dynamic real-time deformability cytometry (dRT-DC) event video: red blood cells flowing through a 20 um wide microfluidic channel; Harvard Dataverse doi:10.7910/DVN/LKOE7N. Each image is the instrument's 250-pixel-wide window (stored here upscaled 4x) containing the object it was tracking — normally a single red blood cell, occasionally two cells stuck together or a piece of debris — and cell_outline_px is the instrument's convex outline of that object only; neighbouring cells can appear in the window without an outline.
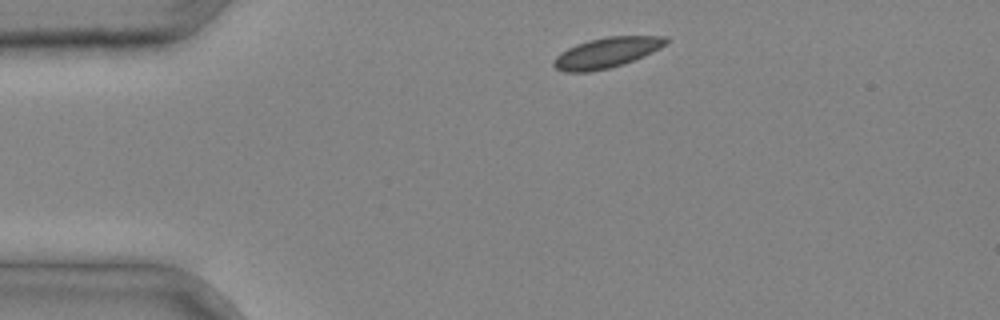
{"species": "common noctule bat (a hibernating species)", "species_latin": "Nyctalus noctula", "temperature_condition": "cold", "stored_images_in_passage": 2, "camera_frame_rate_fps": 3000, "um_per_image_px": 0.085, "animal": {"sex": "male", "body_mass_g": 20.4}, "frame": {"image": 1, "passage_image": 1, "time_ms": 0.0, "image_size_px": [1000, 320], "cell_outline_px": [[668, 40], [660, 48], [644, 56], [624, 64], [608, 68], [588, 72], [564, 72], [556, 68], [552, 64], [552, 60], [560, 52], [576, 44], [588, 40], [608, 36], [668, 36]], "centroid_in_image_um": [51.53, 4.48], "position_along_channel_um": 33.5, "area_um2": 19.88}}